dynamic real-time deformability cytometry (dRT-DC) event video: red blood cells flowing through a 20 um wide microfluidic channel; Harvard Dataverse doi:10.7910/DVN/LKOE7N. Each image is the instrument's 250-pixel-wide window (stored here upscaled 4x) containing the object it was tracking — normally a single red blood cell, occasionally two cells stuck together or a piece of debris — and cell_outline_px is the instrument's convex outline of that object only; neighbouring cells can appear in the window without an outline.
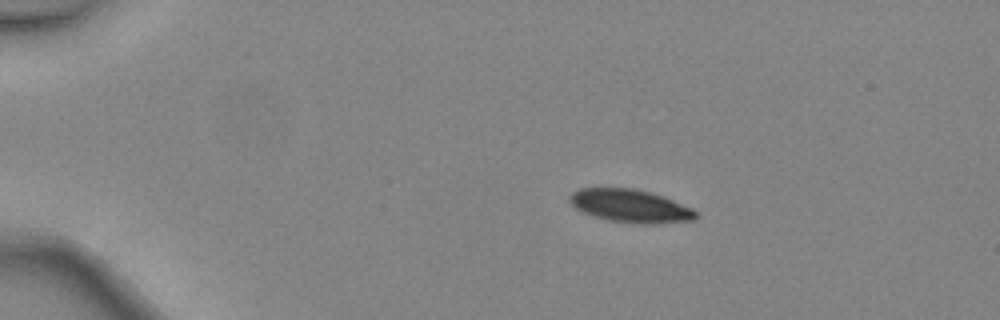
{"species": "common noctule bat (a hibernating species)", "species_latin": "Nyctalus noctula", "temperature_condition": "warm", "stored_images_in_passage": 3, "camera_frame_rate_fps": 3000, "um_per_image_px": 0.085, "animal": {"sex": "female", "body_mass_g": 24.6, "forearm_length_mm": 56.2}, "frame": {"image": 1, "passage_image": 1, "time_ms": 0.0, "image_size_px": [1000, 320], "cell_outline_px": [[696, 220], [656, 224], [640, 224], [608, 220], [592, 216], [576, 208], [568, 200], [568, 196], [572, 192], [580, 188], [632, 188], [664, 196], [692, 208], [696, 212]], "centroid_in_image_um": [53.58, 17.51], "position_along_channel_um": 31.4, "area_um2": 24.33}}
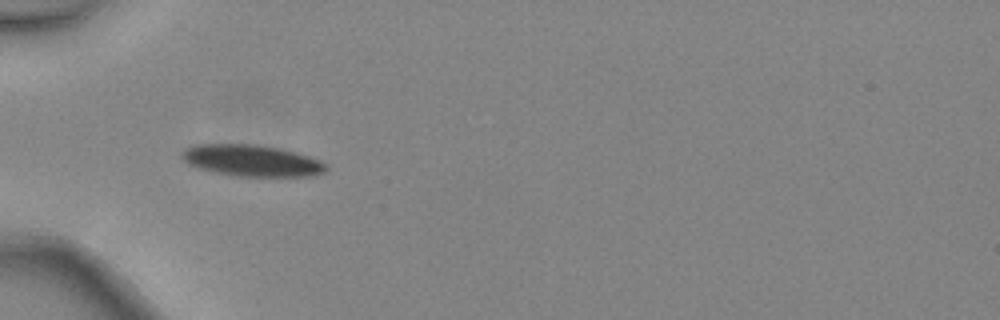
{"frame": {"image": 2, "passage_image": 3, "time_ms": 0.667, "image_size_px": [1000, 320], "cell_outline_px": [[328, 168], [324, 172], [312, 176], [232, 176], [212, 172], [196, 168], [188, 164], [180, 156], [180, 152], [184, 148], [196, 144], [252, 144], [280, 148], [296, 152], [320, 160], [328, 164]], "centroid_in_image_um": [21.36, 13.65], "position_along_channel_um": 63.6, "area_um2": 26.82}}